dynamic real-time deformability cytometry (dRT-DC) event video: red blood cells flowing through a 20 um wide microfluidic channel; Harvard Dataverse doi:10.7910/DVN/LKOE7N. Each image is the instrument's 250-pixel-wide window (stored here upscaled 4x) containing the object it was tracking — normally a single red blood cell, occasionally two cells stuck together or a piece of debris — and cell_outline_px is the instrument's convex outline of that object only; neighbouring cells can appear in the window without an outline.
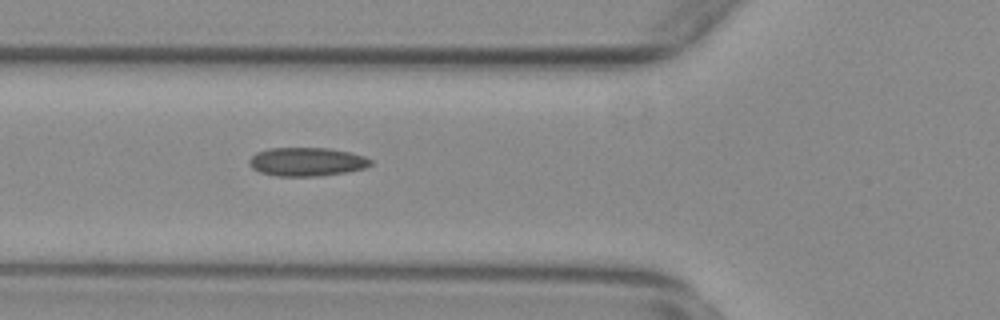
{"species": "common noctule bat (a hibernating species)", "species_latin": "Nyctalus noctula", "temperature_condition": "warm", "stored_images_in_passage": 35, "camera_frame_rate_fps": 3000, "um_per_image_px": 0.085, "animal": {"sex": "female", "body_mass_g": 29.2, "forearm_length_mm": 56.3}, "frame": {"image": 1, "passage_image": 4, "time_ms": 1.0, "image_size_px": [1000, 320], "cell_outline_px": [[372, 164], [364, 168], [344, 172], [320, 176], [276, 176], [260, 172], [252, 168], [248, 164], [248, 160], [256, 152], [268, 148], [328, 148], [348, 152], [364, 156], [372, 160]], "centroid_in_image_um": [26.04, 13.75], "position_along_channel_um": 99.8, "area_um2": 20.23}}
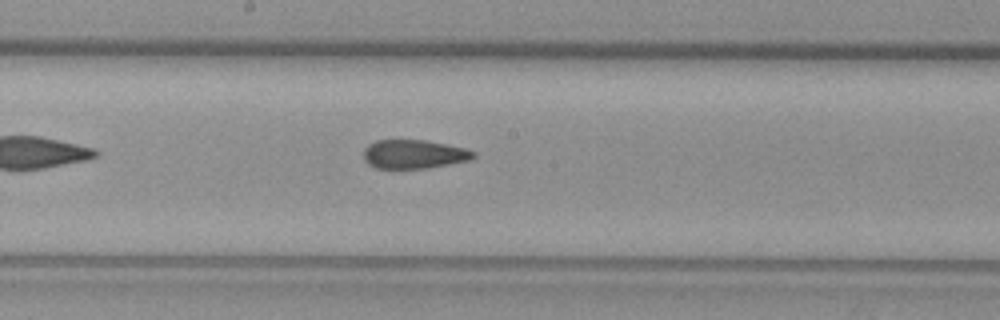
{"frame": {"image": 2, "passage_image": 13, "time_ms": 4.0, "image_size_px": [1000, 320], "cell_outline_px": [[476, 156], [468, 160], [428, 168], [376, 168], [368, 164], [364, 160], [364, 148], [368, 144], [376, 140], [424, 140], [464, 148], [476, 152]], "centroid_in_image_um": [35.15, 13.1], "position_along_channel_um": 213.1, "area_um2": 18.32}}
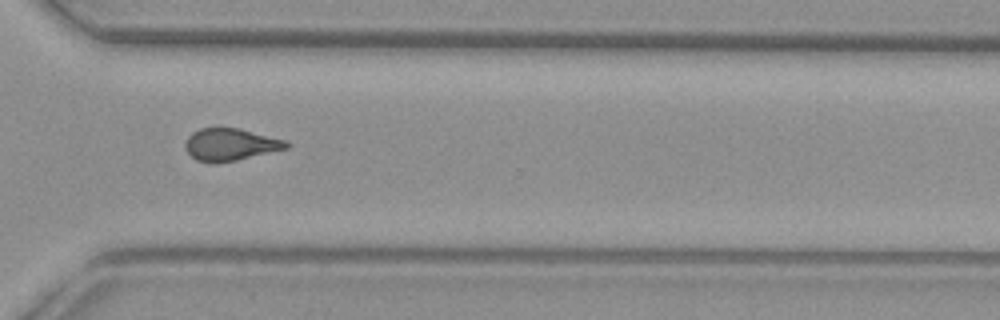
{"frame": {"image": 3, "passage_image": 24, "time_ms": 7.667, "image_size_px": [1000, 320], "cell_outline_px": [[288, 148], [236, 160], [212, 164], [196, 160], [184, 148], [184, 144], [188, 136], [192, 132], [200, 128], [240, 128], [284, 140], [288, 144]], "centroid_in_image_um": [19.52, 12.29], "position_along_channel_um": 351.1, "area_um2": 18.9}, "authors_computed_cell_mechanics": {"area_um2": 19.1318, "velocity_mm_per_s": 3.7694, "shape_relaxation_time_tau1_ms": null, "shape_relaxation_time_tau2_ms": 2.4103, "deformation_change_tau1": null, "deformation_change_tau2": 0.0963}}